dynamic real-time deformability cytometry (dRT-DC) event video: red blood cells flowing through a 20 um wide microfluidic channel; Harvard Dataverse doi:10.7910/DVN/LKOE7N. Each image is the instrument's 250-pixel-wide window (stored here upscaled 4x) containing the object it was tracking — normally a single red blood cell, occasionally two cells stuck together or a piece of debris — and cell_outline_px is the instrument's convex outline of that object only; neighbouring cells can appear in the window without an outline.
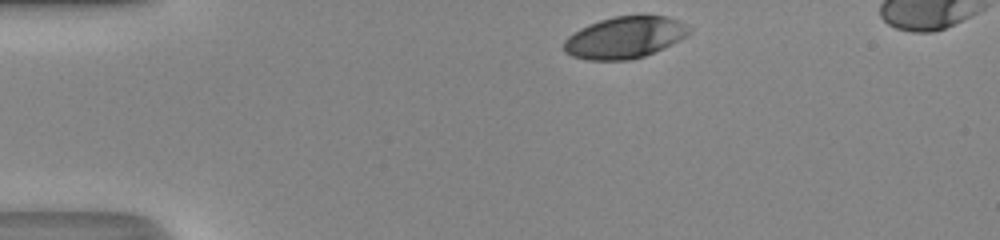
{"species": "human", "species_latin": "Homo sapiens", "temperature_condition": "room temperature", "stored_images_in_passage": 31, "camera_frame_rate_fps": 3000, "um_per_image_px": 0.085, "donor": {"sex": "male"}, "frame": {"image": 1, "passage_image": 1, "time_ms": 0.0, "image_size_px": [1000, 240], "cell_outline_px": [[692, 28], [688, 36], [672, 44], [644, 56], [628, 60], [588, 60], [572, 56], [564, 52], [564, 40], [568, 36], [580, 28], [588, 24], [612, 16], [668, 16], [680, 20]], "centroid_in_image_um": [53.12, 3.18], "position_along_channel_um": 31.9, "area_um2": 30.58}}
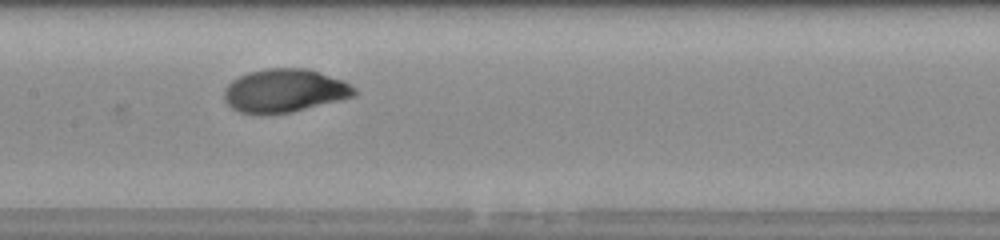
{"frame": {"image": 2, "passage_image": 16, "time_ms": 5.0, "image_size_px": [1000, 240], "cell_outline_px": [[356, 96], [292, 112], [260, 116], [240, 112], [232, 108], [224, 100], [224, 88], [232, 80], [248, 72], [268, 68], [308, 68], [344, 80], [356, 88]], "centroid_in_image_um": [24.18, 7.72], "position_along_channel_um": 183.2, "area_um2": 33.35}}
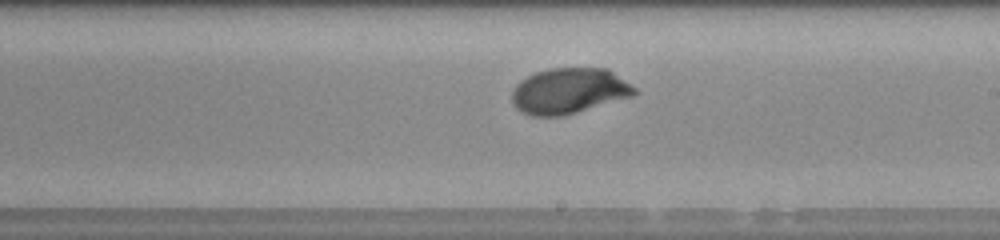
{"frame": {"image": 3, "passage_image": 20, "time_ms": 6.333, "image_size_px": [1000, 240], "cell_outline_px": [[636, 92], [632, 96], [564, 116], [532, 116], [520, 112], [512, 104], [512, 92], [516, 84], [520, 80], [536, 72], [548, 68], [608, 68], [636, 88]], "centroid_in_image_um": [48.33, 7.73], "position_along_channel_um": 240.7, "area_um2": 32.71}, "authors_computed_cell_mechanics": {"area_um2": 32.2524, "velocity_mm_per_s": 4.324, "shape_relaxation_time_tau1_ms": 2.267, "shape_relaxation_time_tau2_ms": null, "deformation_change_tau1": 0.1489, "deformation_change_tau2": null}}